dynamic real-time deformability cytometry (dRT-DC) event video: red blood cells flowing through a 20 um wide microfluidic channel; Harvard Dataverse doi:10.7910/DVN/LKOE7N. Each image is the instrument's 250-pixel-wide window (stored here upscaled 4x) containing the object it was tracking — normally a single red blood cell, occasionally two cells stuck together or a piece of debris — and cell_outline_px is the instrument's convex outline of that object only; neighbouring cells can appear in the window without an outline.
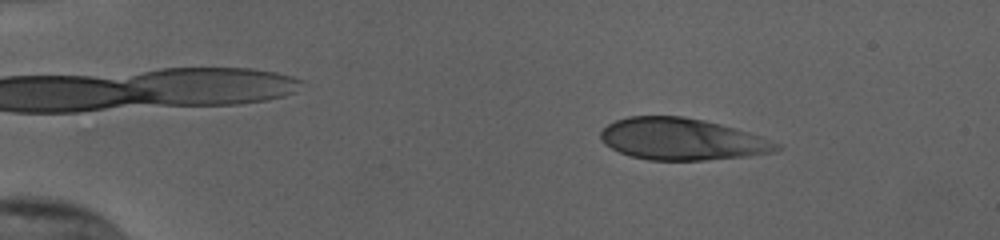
{"species": "human", "species_latin": "Homo sapiens", "temperature_condition": "cold", "stored_images_in_passage": 54, "camera_frame_rate_fps": 3000, "um_per_image_px": 0.085, "donor": {"sex": "female"}, "frame": {"image": 1, "passage_image": 9, "time_ms": 2.667, "image_size_px": [1000, 240], "cell_outline_px": [[780, 148], [776, 152], [744, 156], [704, 160], [648, 160], [632, 156], [620, 152], [604, 144], [600, 140], [600, 132], [608, 124], [616, 120], [628, 116], [684, 116], [704, 120], [720, 124], [748, 132], [760, 136], [780, 144]], "centroid_in_image_um": [57.94, 11.82], "position_along_channel_um": 27.1, "area_um2": 42.66}}
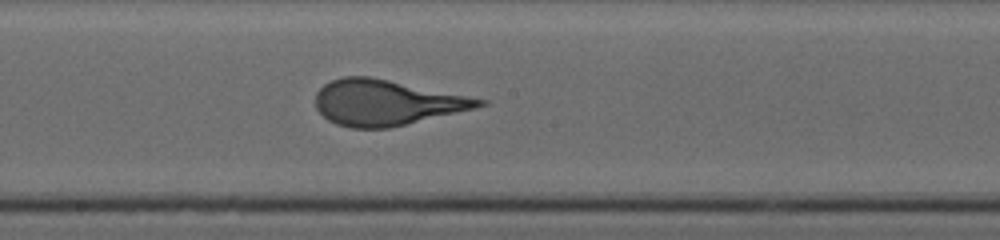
{"frame": {"image": 2, "passage_image": 31, "time_ms": 10.0, "image_size_px": [1000, 240], "cell_outline_px": [[488, 104], [476, 108], [388, 128], [352, 128], [336, 124], [328, 120], [316, 108], [316, 92], [324, 84], [332, 80], [344, 76], [368, 76], [488, 100]], "centroid_in_image_um": [32.82, 8.72], "position_along_channel_um": 215.4, "area_um2": 42.95}}
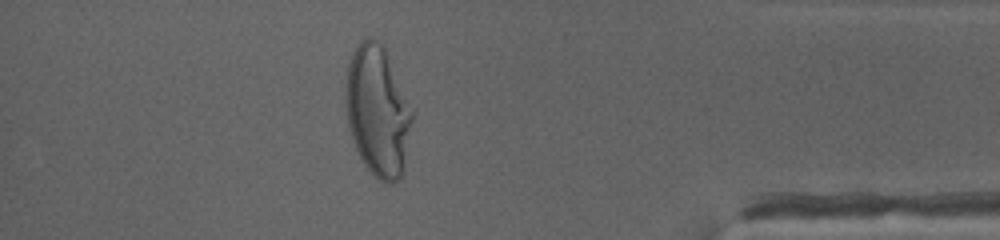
{"frame": {"image": 3, "passage_image": 48, "time_ms": 15.667, "image_size_px": [1000, 240], "cell_outline_px": [[416, 112], [404, 168], [400, 180], [392, 184], [388, 184], [380, 180], [364, 164], [352, 140], [348, 124], [344, 96], [344, 88], [348, 64], [352, 52], [360, 40], [364, 36], [372, 36], [384, 48], [416, 108]], "centroid_in_image_um": [32.15, 9.41], "position_along_channel_um": 403.0, "area_um2": 52.19}, "authors_computed_cell_mechanics": {"area_um2": 43.3211, "velocity_mm_per_s": 3.8311, "shape_relaxation_time_tau1_ms": 5.5124, "shape_relaxation_time_tau2_ms": null, "deformation_change_tau1": 0.2486, "deformation_change_tau2": null}}